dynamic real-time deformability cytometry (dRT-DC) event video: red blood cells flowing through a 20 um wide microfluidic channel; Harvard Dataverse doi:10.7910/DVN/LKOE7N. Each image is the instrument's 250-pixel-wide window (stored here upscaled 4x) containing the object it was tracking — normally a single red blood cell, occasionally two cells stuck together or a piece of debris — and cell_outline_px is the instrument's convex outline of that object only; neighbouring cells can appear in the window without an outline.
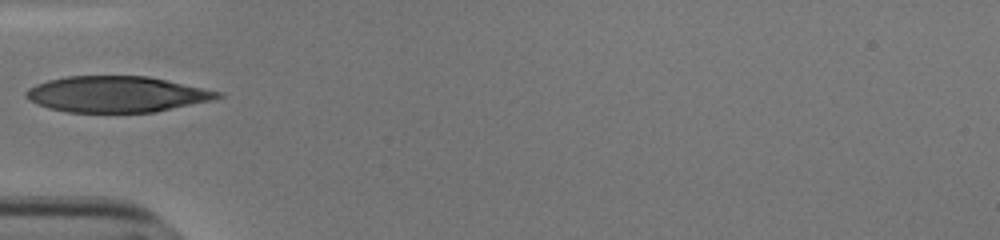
{"species": "human", "species_latin": "Homo sapiens", "temperature_condition": "cold", "stored_images_in_passage": 28, "camera_frame_rate_fps": 3000, "um_per_image_px": 0.085, "donor": {"sex": "male"}, "frame": {"image": 1, "passage_image": 1, "time_ms": 0.0, "image_size_px": [1000, 240], "cell_outline_px": [[224, 96], [212, 100], [156, 112], [68, 112], [48, 108], [36, 104], [28, 100], [24, 96], [24, 92], [28, 88], [36, 84], [48, 80], [68, 76], [148, 76], [224, 92]], "centroid_in_image_um": [9.91, 8.01], "position_along_channel_um": 75.1, "area_um2": 40.4}}
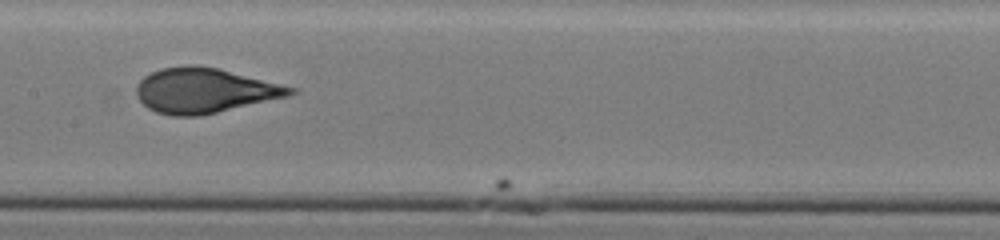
{"frame": {"image": 2, "passage_image": 10, "time_ms": 3.0, "image_size_px": [1000, 240], "cell_outline_px": [[296, 92], [288, 96], [200, 116], [172, 116], [156, 112], [148, 108], [136, 96], [136, 84], [144, 76], [160, 68], [188, 64], [192, 64], [220, 68], [296, 88]], "centroid_in_image_um": [17.34, 7.68], "position_along_channel_um": 190.1, "area_um2": 40.34}}
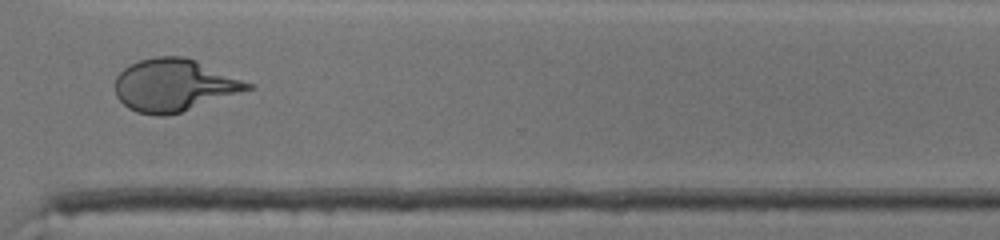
{"frame": {"image": 3, "passage_image": 23, "time_ms": 7.333, "image_size_px": [1000, 240], "cell_outline_px": [[256, 88], [168, 116], [152, 116], [136, 112], [128, 108], [116, 96], [116, 76], [124, 68], [140, 60], [156, 56], [184, 56], [196, 60], [252, 84]], "centroid_in_image_um": [14.79, 7.26], "position_along_channel_um": 355.8, "area_um2": 40.4}}